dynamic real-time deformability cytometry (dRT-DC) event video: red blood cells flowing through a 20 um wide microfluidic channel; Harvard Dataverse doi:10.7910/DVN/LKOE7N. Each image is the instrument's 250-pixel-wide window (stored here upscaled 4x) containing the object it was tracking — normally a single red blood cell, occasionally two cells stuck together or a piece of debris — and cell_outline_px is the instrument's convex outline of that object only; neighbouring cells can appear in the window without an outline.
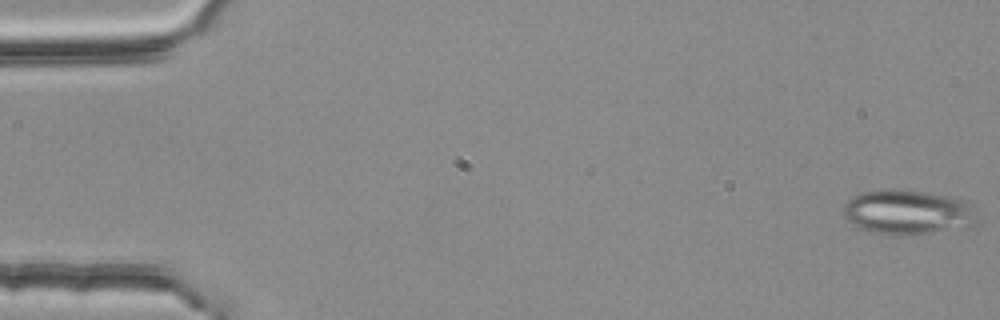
{"species": "common noctule bat (a hibernating species)", "species_latin": "Nyctalus noctula", "temperature_condition": "room temperature", "stored_images_in_passage": 4, "camera_frame_rate_fps": 3000, "um_per_image_px": 0.085, "animal": {"sex": "female", "body_mass_g": 25.1}, "frame": {"image": 1, "passage_image": 1, "time_ms": 0.0, "image_size_px": [1000, 320], "cell_outline_px": [[980, 224], [976, 228], [892, 236], [868, 232], [852, 224], [844, 216], [844, 204], [852, 196], [864, 192], [888, 188], [896, 188], [924, 192], [944, 196], [960, 200], [972, 204], [976, 208], [980, 220]], "centroid_in_image_um": [77.25, 18.06], "position_along_channel_um": 7.8, "area_um2": 35.78}}